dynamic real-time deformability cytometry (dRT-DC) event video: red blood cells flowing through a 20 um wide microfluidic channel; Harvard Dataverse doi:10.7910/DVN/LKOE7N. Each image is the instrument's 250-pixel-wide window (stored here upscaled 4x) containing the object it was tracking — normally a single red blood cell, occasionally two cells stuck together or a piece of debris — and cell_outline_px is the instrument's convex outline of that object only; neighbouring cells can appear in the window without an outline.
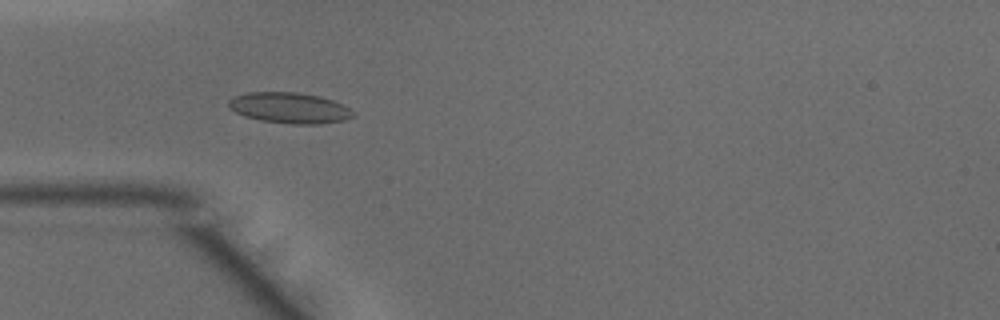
{"species": "common noctule bat (a hibernating species)", "species_latin": "Nyctalus noctula", "temperature_condition": "warm", "stored_images_in_passage": 47, "camera_frame_rate_fps": 3000, "um_per_image_px": 0.085, "animal": {"sex": "male", "body_mass_g": 15.6}, "frame": {"image": 1, "passage_image": 13, "time_ms": 4.0, "image_size_px": [1000, 320], "cell_outline_px": [[356, 116], [344, 120], [320, 124], [292, 124], [260, 120], [244, 116], [236, 112], [228, 104], [228, 100], [236, 96], [248, 92], [296, 92], [320, 96], [344, 104], [356, 112]], "centroid_in_image_um": [24.68, 9.17], "position_along_channel_um": 60.3, "area_um2": 22.43}}
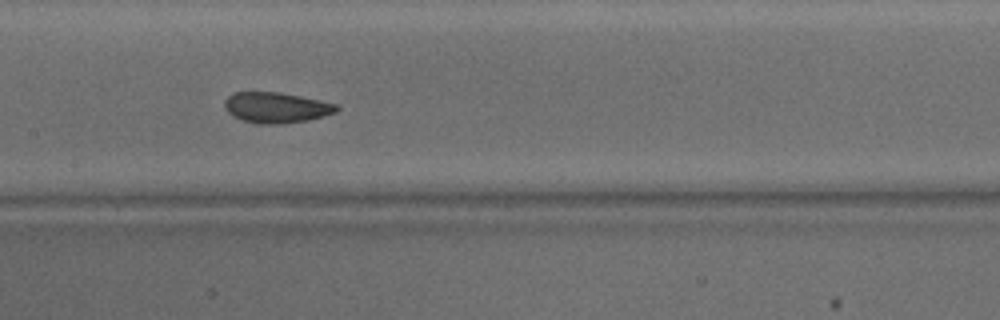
{"frame": {"image": 2, "passage_image": 22, "time_ms": 7.0, "image_size_px": [1000, 320], "cell_outline_px": [[340, 108], [336, 112], [324, 116], [308, 120], [280, 124], [256, 124], [232, 116], [224, 108], [224, 100], [232, 92], [280, 92], [320, 100], [336, 104]], "centroid_in_image_um": [23.46, 9.14], "position_along_channel_um": 183.9, "area_um2": 20.11}}
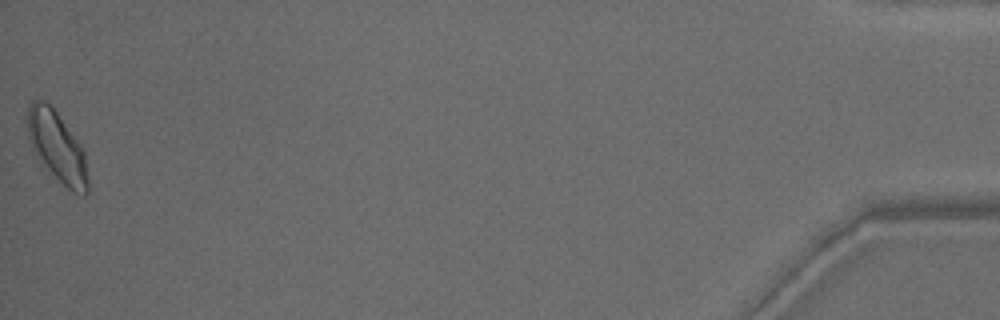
{"frame": {"image": 3, "passage_image": 47, "time_ms": 15.333, "image_size_px": [1000, 320], "cell_outline_px": [[88, 192], [84, 196], [80, 196], [72, 192], [44, 164], [32, 148], [28, 136], [28, 104], [32, 100], [44, 100], [56, 112], [84, 152], [88, 180]], "centroid_in_image_um": [4.85, 12.49], "position_along_channel_um": 430.3, "area_um2": 23.81}, "authors_computed_cell_mechanics": {"area_um2": 20.9236, "velocity_mm_per_s": 4.1409, "shape_relaxation_time_tau1_ms": 3.4685, "shape_relaxation_time_tau2_ms": 1.2501, "deformation_change_tau1": 0.0928, "deformation_change_tau2": 0.0562}}